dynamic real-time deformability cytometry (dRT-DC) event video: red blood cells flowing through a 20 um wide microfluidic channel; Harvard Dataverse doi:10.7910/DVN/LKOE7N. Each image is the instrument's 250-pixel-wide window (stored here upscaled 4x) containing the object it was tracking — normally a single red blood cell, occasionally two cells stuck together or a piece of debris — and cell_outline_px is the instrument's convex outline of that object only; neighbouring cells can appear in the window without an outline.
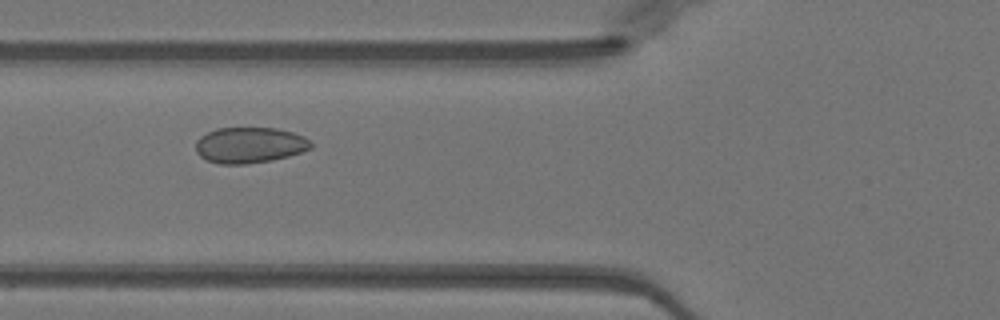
{"species": "Egyptian fruit bat (a non-hibernating species)", "species_latin": "Rousettus aegyptiacus", "temperature_condition": "warm", "stored_images_in_passage": 28, "camera_frame_rate_fps": 3000, "um_per_image_px": 0.085, "animal": {"sex": "female"}, "frame": {"image": 1, "passage_image": 17, "time_ms": 5.333, "image_size_px": [1000, 320], "cell_outline_px": [[312, 148], [288, 156], [272, 160], [244, 164], [220, 164], [208, 160], [200, 156], [196, 152], [196, 140], [200, 136], [216, 128], [276, 128], [292, 132], [304, 136], [312, 144]], "centroid_in_image_um": [21.2, 12.33], "position_along_channel_um": 104.6, "area_um2": 23.99}}